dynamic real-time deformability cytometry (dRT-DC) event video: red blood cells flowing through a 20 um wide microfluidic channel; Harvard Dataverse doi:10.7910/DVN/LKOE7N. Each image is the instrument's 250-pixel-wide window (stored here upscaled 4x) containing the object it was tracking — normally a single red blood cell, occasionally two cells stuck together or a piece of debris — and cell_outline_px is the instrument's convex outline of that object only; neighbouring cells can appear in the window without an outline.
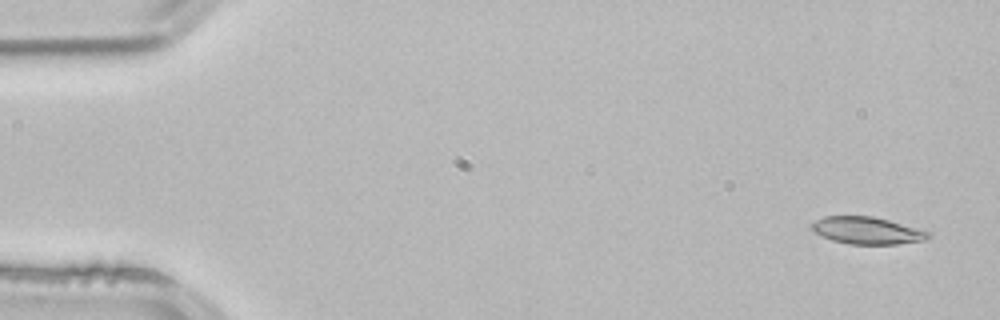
{"species": "common noctule bat (a hibernating species)", "species_latin": "Nyctalus noctula", "temperature_condition": "room temperature", "stored_images_in_passage": 3, "camera_frame_rate_fps": 3000, "um_per_image_px": 0.085, "animal": {"sex": "male", "body_mass_g": 21.5, "forearm_length_mm": 52.0}, "frame": {"image": 1, "passage_image": 1, "time_ms": 0.0, "image_size_px": [1000, 320], "cell_outline_px": [[932, 236], [924, 240], [896, 244], [848, 244], [832, 240], [820, 236], [812, 232], [808, 228], [816, 220], [824, 216], [872, 216], [888, 220], [928, 232]], "centroid_in_image_um": [73.61, 19.6], "position_along_channel_um": 11.4, "area_um2": 18.38}}
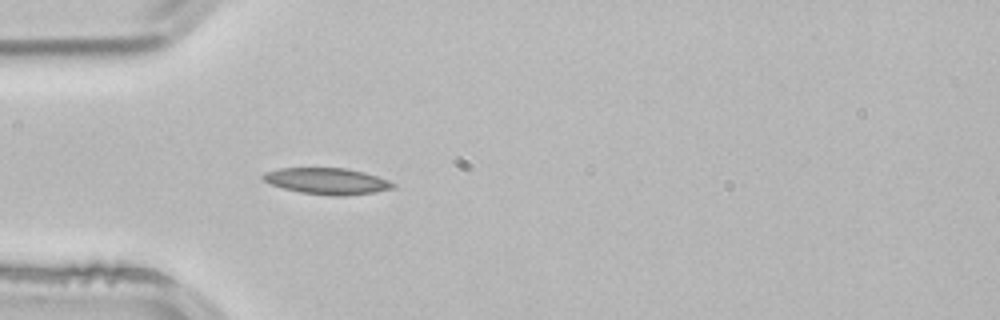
{"frame": {"image": 2, "passage_image": 3, "time_ms": 0.667, "image_size_px": [1000, 320], "cell_outline_px": [[396, 188], [372, 192], [344, 196], [336, 196], [300, 192], [284, 188], [272, 184], [264, 180], [260, 176], [264, 172], [280, 168], [344, 168], [364, 172], [388, 180], [396, 184]], "centroid_in_image_um": [27.8, 15.39], "position_along_channel_um": 57.2, "area_um2": 19.77}}